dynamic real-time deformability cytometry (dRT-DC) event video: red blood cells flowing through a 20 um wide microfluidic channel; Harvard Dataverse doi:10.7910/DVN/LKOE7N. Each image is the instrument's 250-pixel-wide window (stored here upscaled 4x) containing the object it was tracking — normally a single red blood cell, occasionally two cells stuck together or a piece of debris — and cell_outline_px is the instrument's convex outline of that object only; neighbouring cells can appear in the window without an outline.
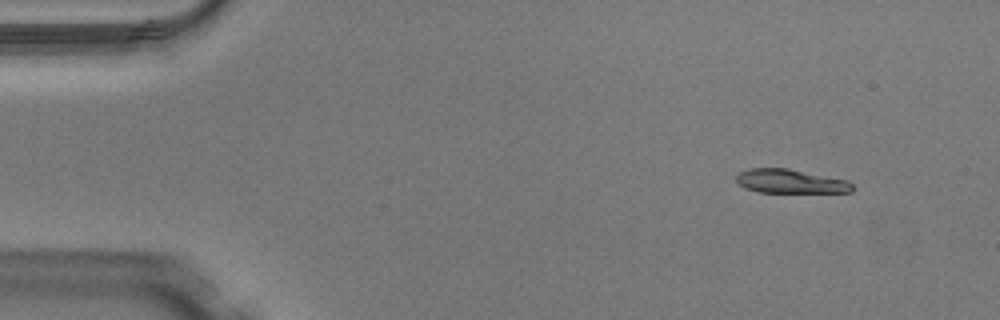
{"species": "Egyptian fruit bat (a non-hibernating species)", "species_latin": "Rousettus aegyptiacus", "temperature_condition": "warm", "stored_images_in_passage": 46, "camera_frame_rate_fps": 3000, "um_per_image_px": 0.085, "animal": {"sex": "male"}, "frame": {"image": 1, "passage_image": 2, "time_ms": 0.333, "image_size_px": [1000, 320], "cell_outline_px": [[852, 192], [760, 192], [744, 188], [736, 180], [736, 176], [740, 172], [748, 168], [788, 168], [848, 180], [852, 184]], "centroid_in_image_um": [67.17, 15.4], "position_along_channel_um": 17.8, "area_um2": 16.13}}
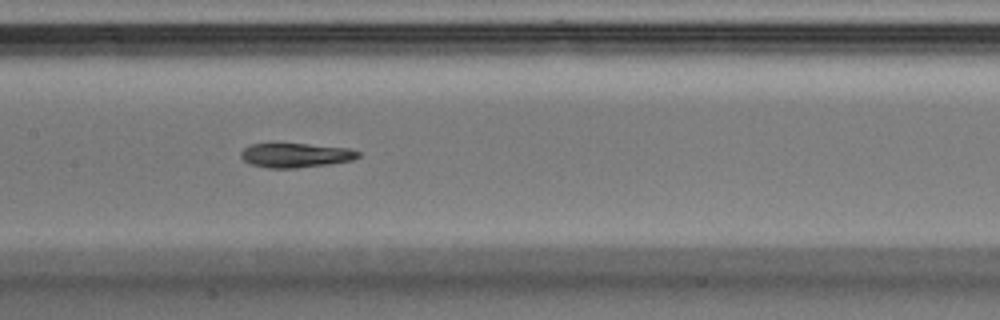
{"frame": {"image": 2, "passage_image": 21, "time_ms": 6.667, "image_size_px": [1000, 320], "cell_outline_px": [[360, 156], [352, 160], [328, 164], [296, 168], [268, 168], [252, 164], [244, 160], [240, 156], [240, 152], [248, 144], [308, 144], [348, 148], [360, 152]], "centroid_in_image_um": [25.12, 13.19], "position_along_channel_um": 182.3, "area_um2": 16.53}}
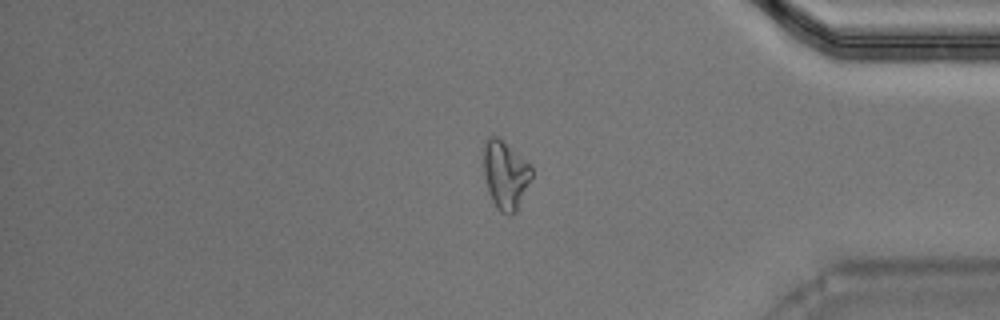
{"frame": {"image": 3, "passage_image": 38, "time_ms": 12.333, "image_size_px": [1000, 320], "cell_outline_px": [[532, 176], [516, 212], [508, 216], [500, 212], [496, 208], [492, 200], [484, 176], [484, 140], [488, 136], [496, 136], [532, 164]], "centroid_in_image_um": [42.96, 14.87], "position_along_channel_um": 392.2, "area_um2": 19.13}, "authors_computed_cell_mechanics": {"area_um2": 17.1955, "velocity_mm_per_s": 4.1145, "shape_relaxation_time_tau1_ms": 7.5441, "shape_relaxation_time_tau2_ms": 1.7837, "deformation_change_tau1": 0.2712, "deformation_change_tau2": 0.0997}}